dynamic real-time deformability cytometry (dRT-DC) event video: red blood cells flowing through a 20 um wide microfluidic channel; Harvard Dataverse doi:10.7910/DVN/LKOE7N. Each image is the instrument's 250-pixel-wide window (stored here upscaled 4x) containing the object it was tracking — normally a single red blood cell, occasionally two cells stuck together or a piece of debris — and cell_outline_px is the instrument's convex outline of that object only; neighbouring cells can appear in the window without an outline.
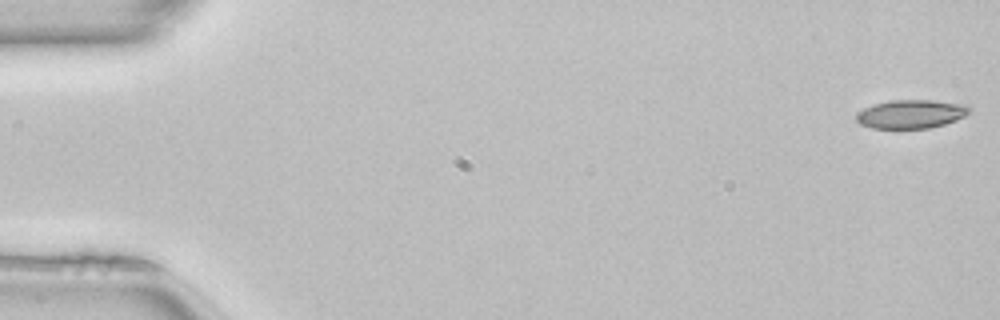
{"species": "common noctule bat (a hibernating species)", "species_latin": "Nyctalus noctula", "temperature_condition": "room temperature", "stored_images_in_passage": 50, "camera_frame_rate_fps": 3000, "um_per_image_px": 0.085, "animal": {"sex": "female", "body_mass_g": 22.7, "forearm_length_mm": 54.2}, "frame": {"image": 1, "passage_image": 1, "time_ms": 0.0, "image_size_px": [1000, 320], "cell_outline_px": [[972, 108], [964, 116], [956, 120], [944, 124], [928, 128], [872, 128], [860, 124], [856, 120], [856, 116], [864, 108], [872, 104], [892, 100], [932, 100], [968, 104]], "centroid_in_image_um": [77.46, 9.68], "position_along_channel_um": 7.5, "area_um2": 18.84}}
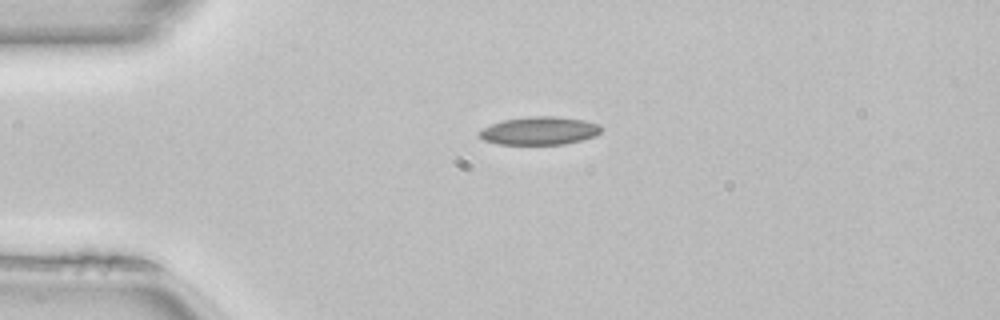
{"frame": {"image": 2, "passage_image": 12, "time_ms": 3.667, "image_size_px": [1000, 320], "cell_outline_px": [[600, 132], [596, 136], [564, 144], [496, 144], [484, 140], [480, 136], [480, 132], [484, 128], [492, 124], [504, 120], [532, 116], [556, 116], [584, 120], [600, 124]], "centroid_in_image_um": [45.88, 11.11], "position_along_channel_um": 39.1, "area_um2": 19.71}}
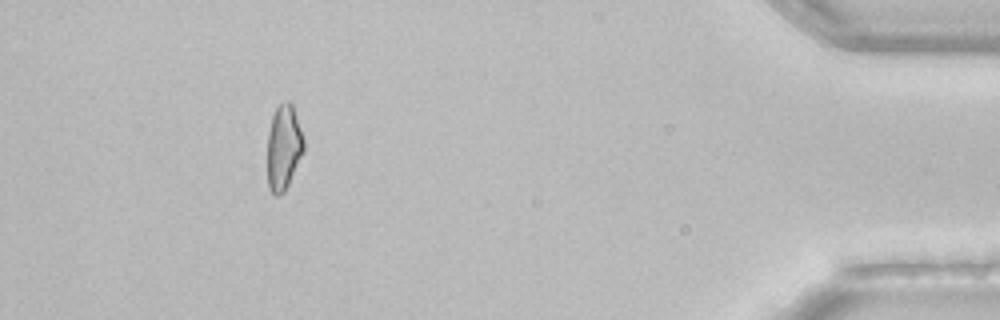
{"frame": {"image": 3, "passage_image": 46, "time_ms": 15.0, "image_size_px": [1000, 320], "cell_outline_px": [[304, 152], [284, 192], [276, 196], [268, 188], [268, 132], [272, 116], [276, 108], [280, 104], [288, 100], [292, 104], [304, 140]], "centroid_in_image_um": [24.11, 12.53], "position_along_channel_um": 411.1, "area_um2": 17.86}}